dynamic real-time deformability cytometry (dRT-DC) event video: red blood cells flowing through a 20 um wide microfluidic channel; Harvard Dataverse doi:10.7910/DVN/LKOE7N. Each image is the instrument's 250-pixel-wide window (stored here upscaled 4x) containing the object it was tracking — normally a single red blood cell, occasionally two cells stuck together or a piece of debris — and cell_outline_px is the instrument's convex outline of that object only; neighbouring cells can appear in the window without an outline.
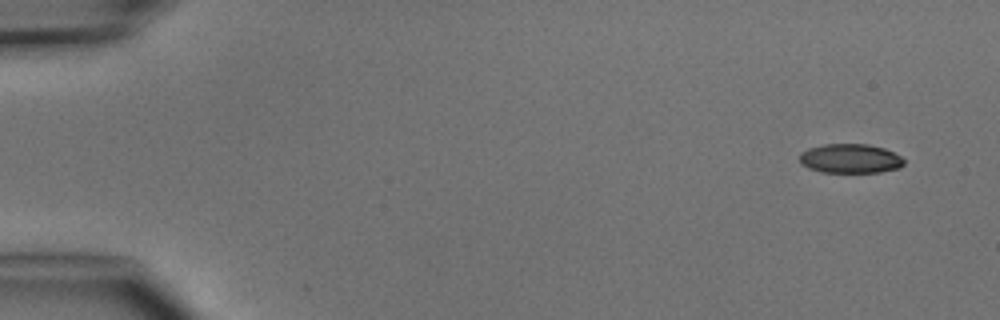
{"species": "common noctule bat (a hibernating species)", "species_latin": "Nyctalus noctula", "temperature_condition": "cold", "stored_images_in_passage": 4, "camera_frame_rate_fps": 3000, "um_per_image_px": 0.085, "animal": {"sex": "male", "body_mass_g": 15.6}, "frame": {"image": 1, "passage_image": 1, "time_ms": 0.0, "image_size_px": [1000, 320], "cell_outline_px": [[904, 164], [900, 168], [880, 172], [820, 172], [808, 168], [800, 164], [800, 152], [808, 148], [824, 144], [868, 144], [884, 148], [900, 156], [904, 160]], "centroid_in_image_um": [72.25, 13.48], "position_along_channel_um": 12.8, "area_um2": 17.92}}
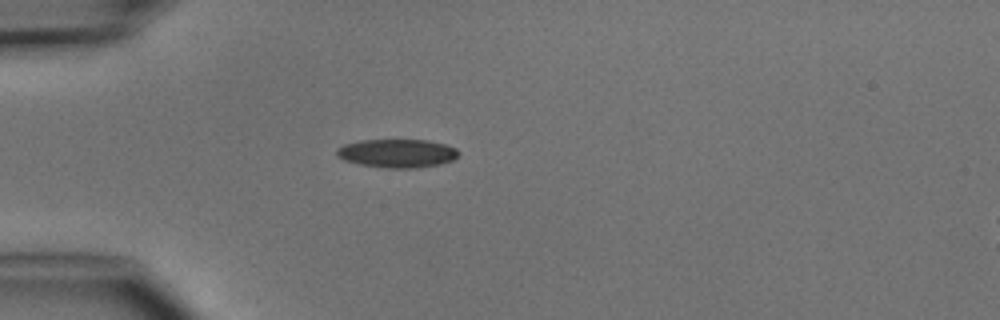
{"frame": {"image": 2, "passage_image": 4, "time_ms": 3.667, "image_size_px": [1000, 320], "cell_outline_px": [[460, 152], [452, 160], [440, 164], [416, 168], [384, 168], [360, 164], [344, 160], [336, 156], [336, 148], [344, 144], [360, 140], [428, 140], [444, 144], [456, 148]], "centroid_in_image_um": [33.73, 13.03], "position_along_channel_um": 51.3, "area_um2": 20.29}}